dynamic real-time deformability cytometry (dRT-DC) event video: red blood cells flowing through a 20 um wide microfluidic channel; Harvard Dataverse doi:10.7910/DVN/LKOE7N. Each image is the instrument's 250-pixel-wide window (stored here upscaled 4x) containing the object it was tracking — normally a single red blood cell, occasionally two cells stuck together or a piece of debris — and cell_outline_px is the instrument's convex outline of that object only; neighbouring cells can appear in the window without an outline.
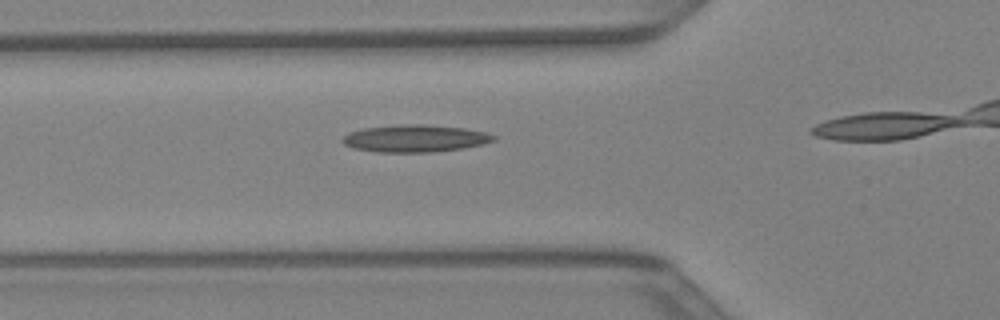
{"species": "Egyptian fruit bat (a non-hibernating species)", "species_latin": "Rousettus aegyptiacus", "temperature_condition": "warm", "stored_images_in_passage": 15, "camera_frame_rate_fps": 3000, "um_per_image_px": 0.085, "animal": {"sex": "female"}, "frame": {"image": 1, "passage_image": 9, "time_ms": 2.667, "image_size_px": [1000, 320], "cell_outline_px": [[496, 140], [484, 144], [464, 148], [432, 152], [376, 152], [352, 148], [344, 144], [340, 140], [348, 132], [364, 128], [400, 124], [424, 124], [464, 128], [484, 132], [496, 136]], "centroid_in_image_um": [35.26, 11.77], "position_along_channel_um": 90.5, "area_um2": 24.16}}
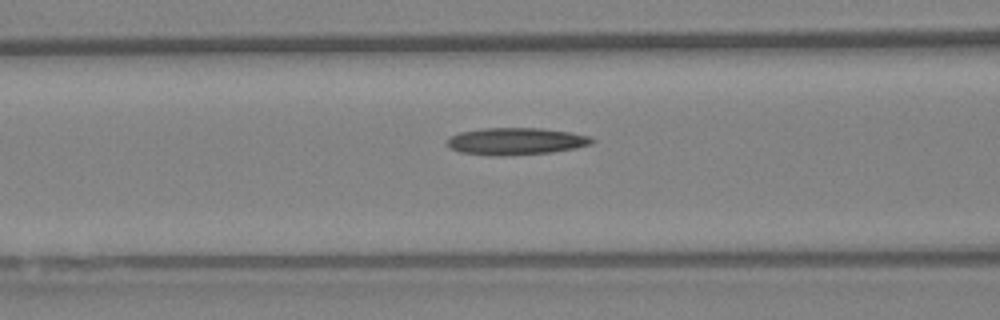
{"frame": {"image": 2, "passage_image": 11, "time_ms": 3.333, "image_size_px": [1000, 320], "cell_outline_px": [[596, 140], [592, 144], [576, 148], [552, 152], [500, 156], [496, 156], [460, 152], [452, 148], [448, 144], [448, 140], [452, 136], [460, 132], [484, 128], [540, 128], [568, 132], [588, 136]], "centroid_in_image_um": [43.89, 12.01], "position_along_channel_um": 122.7, "area_um2": 22.6}}